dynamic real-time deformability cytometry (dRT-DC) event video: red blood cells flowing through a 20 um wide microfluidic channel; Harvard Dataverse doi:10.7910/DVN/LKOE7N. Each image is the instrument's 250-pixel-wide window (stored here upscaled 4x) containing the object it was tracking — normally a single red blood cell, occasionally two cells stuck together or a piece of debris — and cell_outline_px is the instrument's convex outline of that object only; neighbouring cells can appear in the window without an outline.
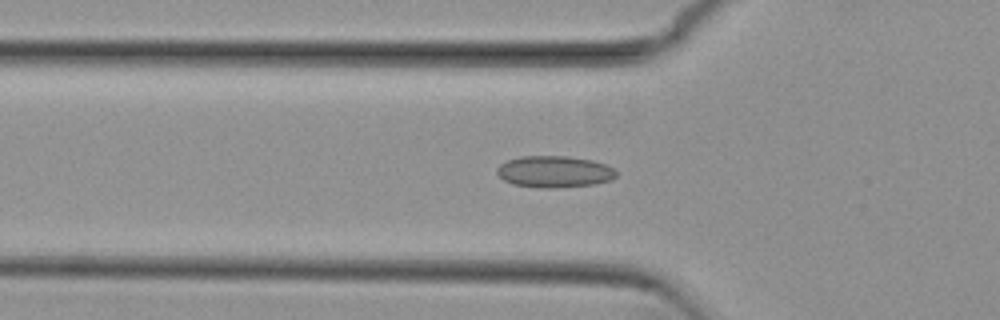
{"species": "common noctule bat (a hibernating species)", "species_latin": "Nyctalus noctula", "temperature_condition": "cold", "stored_images_in_passage": 49, "camera_frame_rate_fps": 3000, "um_per_image_px": 0.085, "animal": {"sex": "female", "body_mass_g": 29.2, "forearm_length_mm": 56.3}, "frame": {"image": 1, "passage_image": 18, "time_ms": 5.667, "image_size_px": [1000, 320], "cell_outline_px": [[616, 176], [612, 180], [596, 184], [556, 188], [540, 188], [512, 184], [504, 180], [496, 172], [496, 168], [500, 164], [508, 160], [520, 156], [568, 156], [592, 160], [604, 164], [612, 168], [616, 172]], "centroid_in_image_um": [47.11, 14.6], "position_along_channel_um": 78.7, "area_um2": 22.08}}
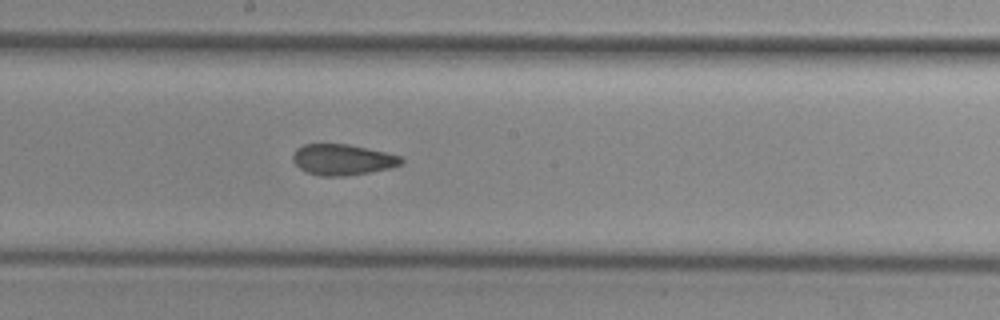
{"frame": {"image": 2, "passage_image": 29, "time_ms": 9.333, "image_size_px": [1000, 320], "cell_outline_px": [[404, 160], [400, 164], [392, 168], [372, 172], [344, 176], [320, 176], [308, 172], [300, 168], [292, 160], [292, 152], [296, 148], [304, 144], [348, 144], [384, 152], [400, 156]], "centroid_in_image_um": [29.1, 13.57], "position_along_channel_um": 219.1, "area_um2": 19.54}}
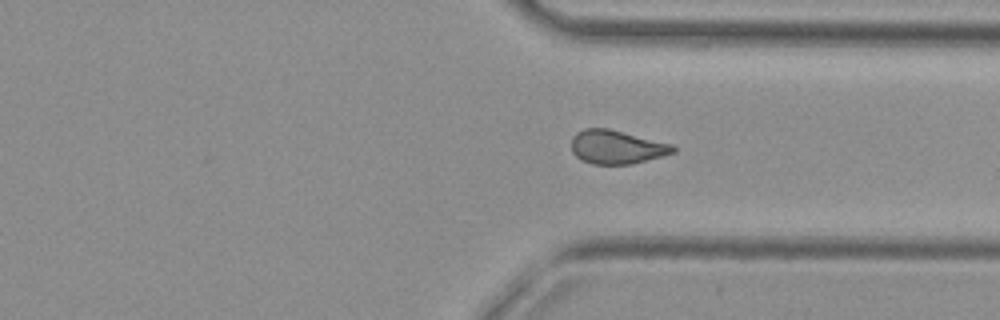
{"frame": {"image": 3, "passage_image": 40, "time_ms": 13.0, "image_size_px": [1000, 320], "cell_outline_px": [[676, 152], [632, 164], [592, 164], [580, 160], [572, 152], [572, 136], [576, 132], [584, 128], [608, 128], [672, 144], [676, 148]], "centroid_in_image_um": [52.39, 12.5], "position_along_channel_um": 359.0, "area_um2": 20.0}}